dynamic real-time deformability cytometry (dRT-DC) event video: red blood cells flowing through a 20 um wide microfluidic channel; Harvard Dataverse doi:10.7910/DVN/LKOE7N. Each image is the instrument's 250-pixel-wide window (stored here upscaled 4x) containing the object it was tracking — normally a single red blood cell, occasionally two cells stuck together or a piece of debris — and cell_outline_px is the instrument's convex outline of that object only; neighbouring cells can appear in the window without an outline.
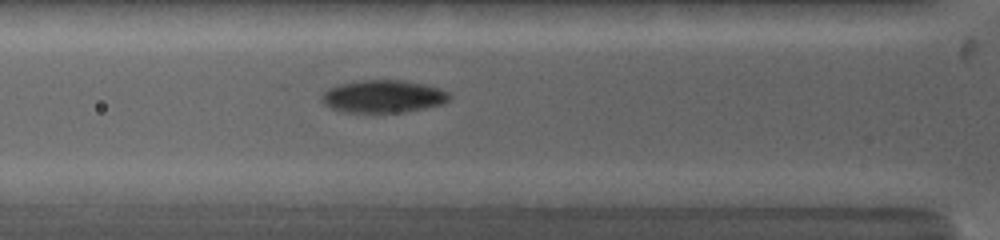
{"species": "common noctule bat (a hibernating species)", "species_latin": "Nyctalus noctula", "temperature_condition": "warm", "stored_images_in_passage": 41, "camera_frame_rate_fps": 5000, "um_per_image_px": 0.085, "animal": {"sex": "female", "body_mass_g": 19.0, "forearm_length_mm": 53.3}, "frame": {"image": 1, "passage_image": 8, "time_ms": 3.2, "image_size_px": [1000, 240], "cell_outline_px": [[452, 96], [444, 104], [404, 112], [340, 112], [324, 104], [320, 100], [320, 96], [328, 88], [340, 84], [360, 80], [404, 80], [424, 84], [440, 88], [448, 92]], "centroid_in_image_um": [32.57, 8.19], "position_along_channel_um": 93.2, "area_um2": 24.45}}
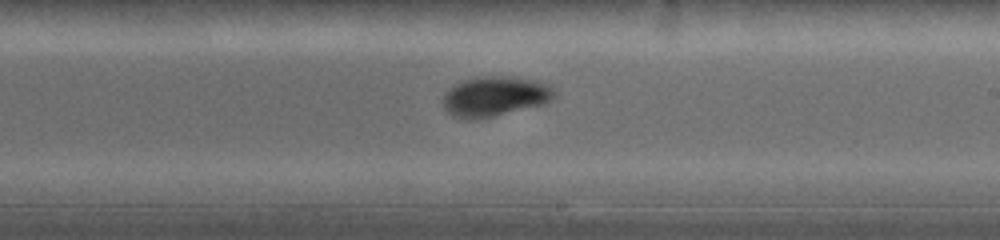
{"frame": {"image": 2, "passage_image": 21, "time_ms": 7.0, "image_size_px": [1000, 240], "cell_outline_px": [[556, 96], [540, 104], [476, 120], [460, 120], [452, 116], [444, 108], [444, 92], [448, 88], [472, 76], [512, 76], [536, 80], [548, 84], [556, 92]], "centroid_in_image_um": [42.0, 8.18], "position_along_channel_um": 247.0, "area_um2": 26.01}}
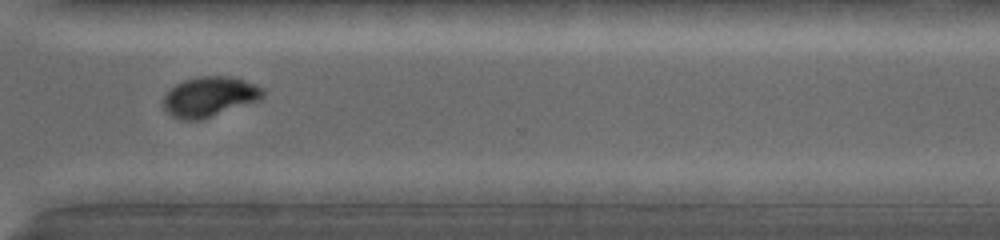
{"frame": {"image": 3, "passage_image": 30, "time_ms": 9.6, "image_size_px": [1000, 240], "cell_outline_px": [[264, 96], [260, 100], [200, 120], [180, 120], [172, 116], [164, 108], [164, 96], [176, 84], [184, 80], [196, 76], [232, 76], [256, 84], [264, 88]], "centroid_in_image_um": [17.84, 8.21], "position_along_channel_um": 352.8, "area_um2": 23.24}, "authors_computed_cell_mechanics": {"area_um2": 24.6806, "velocity_mm_per_s": 4.0586, "shape_relaxation_time_tau1_ms": 4.2458, "shape_relaxation_time_tau2_ms": null, "deformation_change_tau1": 0.1675, "deformation_change_tau2": null}}